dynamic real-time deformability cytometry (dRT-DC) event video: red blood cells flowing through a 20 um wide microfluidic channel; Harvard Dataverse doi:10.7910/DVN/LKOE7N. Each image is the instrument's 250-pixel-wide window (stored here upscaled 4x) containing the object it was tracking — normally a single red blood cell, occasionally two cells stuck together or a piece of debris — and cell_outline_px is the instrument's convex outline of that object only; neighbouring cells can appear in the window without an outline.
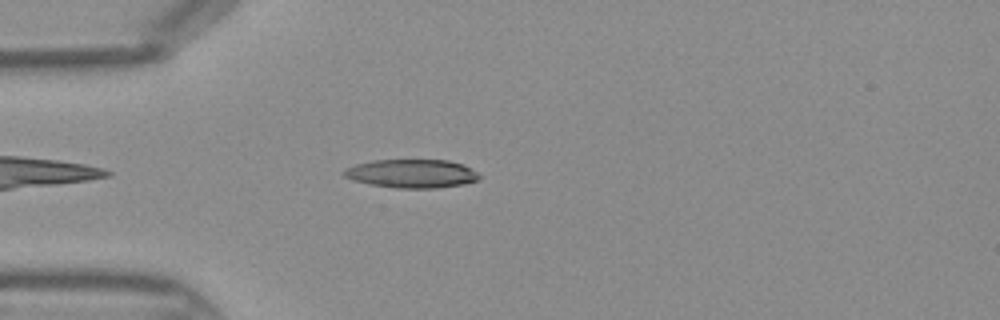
{"species": "Egyptian fruit bat (a non-hibernating species)", "species_latin": "Rousettus aegyptiacus", "temperature_condition": "warm", "stored_images_in_passage": 35, "camera_frame_rate_fps": 3000, "um_per_image_px": 0.085, "frame": {"image": 1, "passage_image": 3, "time_ms": 0.667, "image_size_px": [1000, 320], "cell_outline_px": [[480, 180], [464, 184], [436, 188], [396, 188], [368, 184], [352, 180], [344, 176], [340, 172], [344, 168], [356, 164], [372, 160], [448, 160], [460, 164], [476, 172], [480, 176]], "centroid_in_image_um": [34.93, 14.76], "position_along_channel_um": 50.1, "area_um2": 22.6}}
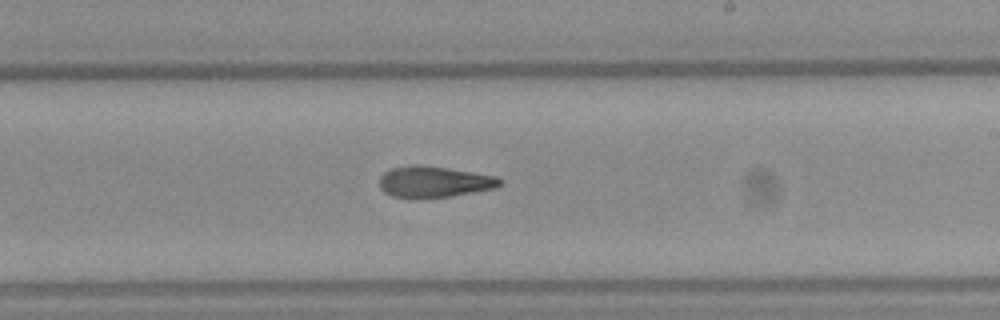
{"frame": {"image": 2, "passage_image": 17, "time_ms": 5.333, "image_size_px": [1000, 320], "cell_outline_px": [[504, 180], [496, 188], [452, 196], [420, 200], [416, 200], [392, 196], [384, 192], [380, 188], [380, 176], [384, 172], [392, 168], [412, 164], [420, 164], [448, 168], [496, 176]], "centroid_in_image_um": [36.87, 15.47], "position_along_channel_um": 252.1, "area_um2": 22.43}}
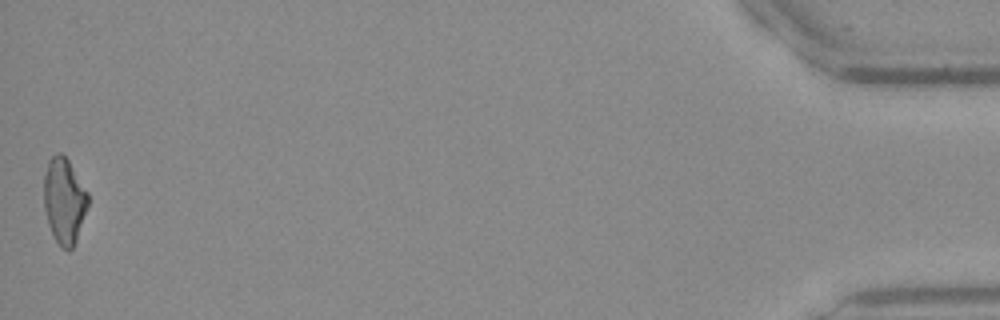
{"frame": {"image": 3, "passage_image": 35, "time_ms": 11.333, "image_size_px": [1000, 320], "cell_outline_px": [[88, 204], [76, 240], [72, 248], [68, 252], [60, 248], [48, 224], [44, 208], [44, 176], [48, 160], [56, 152], [60, 152], [68, 160], [88, 192]], "centroid_in_image_um": [5.44, 17.06], "position_along_channel_um": 429.8, "area_um2": 21.96}}